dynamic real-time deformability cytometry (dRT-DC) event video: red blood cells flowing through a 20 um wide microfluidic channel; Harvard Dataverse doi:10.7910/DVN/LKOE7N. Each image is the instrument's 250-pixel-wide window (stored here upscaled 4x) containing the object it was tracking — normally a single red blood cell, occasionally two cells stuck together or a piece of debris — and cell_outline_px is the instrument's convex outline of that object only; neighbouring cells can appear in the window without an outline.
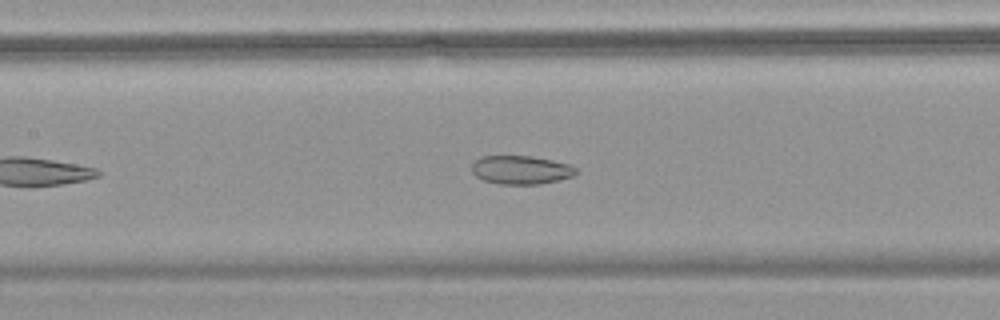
{"species": "common noctule bat (a hibernating species)", "species_latin": "Nyctalus noctula", "temperature_condition": "warm", "stored_images_in_passage": 42, "camera_frame_rate_fps": 3000, "um_per_image_px": 0.085, "animal": {"sex": "female", "body_mass_g": 18.4}, "frame": {"image": 1, "passage_image": 13, "time_ms": 4.0, "image_size_px": [1000, 320], "cell_outline_px": [[576, 172], [572, 176], [540, 184], [500, 184], [484, 180], [476, 176], [472, 172], [472, 164], [480, 156], [532, 156], [552, 160], [568, 164], [576, 168]], "centroid_in_image_um": [44.25, 14.43], "position_along_channel_um": 163.2, "area_um2": 17.17}}
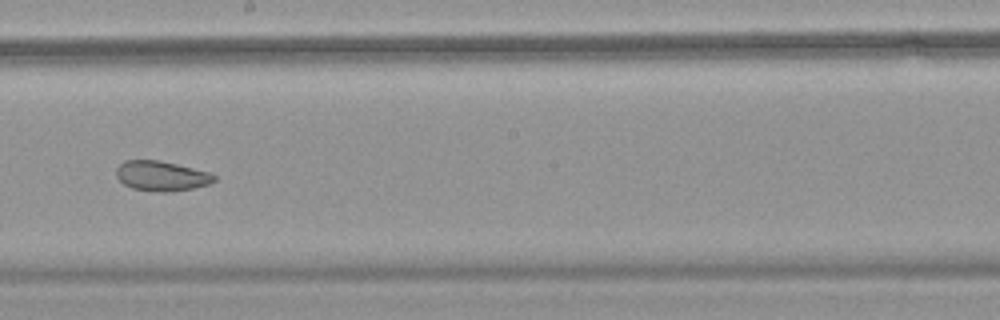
{"frame": {"image": 2, "passage_image": 19, "time_ms": 6.0, "image_size_px": [1000, 320], "cell_outline_px": [[216, 180], [208, 184], [192, 188], [168, 192], [160, 192], [132, 188], [124, 184], [116, 176], [116, 168], [124, 160], [160, 160], [212, 172], [216, 176]], "centroid_in_image_um": [13.74, 14.94], "position_along_channel_um": 234.5, "area_um2": 17.17}}
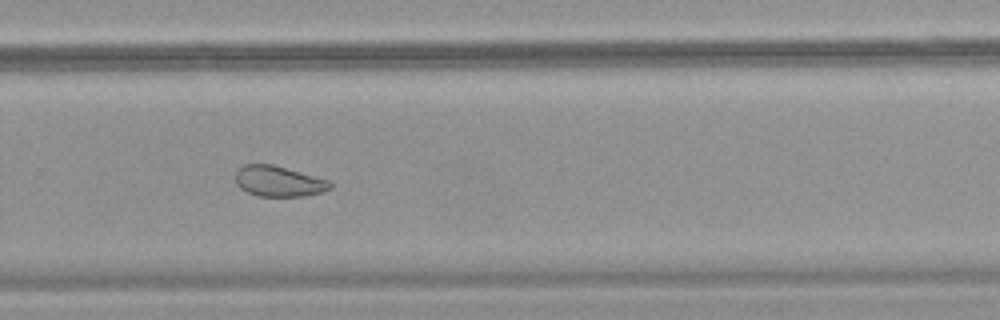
{"frame": {"image": 3, "passage_image": 25, "time_ms": 8.0, "image_size_px": [1000, 320], "cell_outline_px": [[332, 188], [324, 192], [304, 196], [256, 196], [240, 188], [236, 184], [236, 172], [244, 164], [272, 164], [332, 180]], "centroid_in_image_um": [23.74, 15.41], "position_along_channel_um": 306.1, "area_um2": 17.11}, "authors_computed_cell_mechanics": {"area_um2": 19.2185, "velocity_mm_per_s": 3.5843, "shape_relaxation_time_tau1_ms": null, "shape_relaxation_time_tau2_ms": 2.4865, "deformation_change_tau1": null, "deformation_change_tau2": 0.081}}